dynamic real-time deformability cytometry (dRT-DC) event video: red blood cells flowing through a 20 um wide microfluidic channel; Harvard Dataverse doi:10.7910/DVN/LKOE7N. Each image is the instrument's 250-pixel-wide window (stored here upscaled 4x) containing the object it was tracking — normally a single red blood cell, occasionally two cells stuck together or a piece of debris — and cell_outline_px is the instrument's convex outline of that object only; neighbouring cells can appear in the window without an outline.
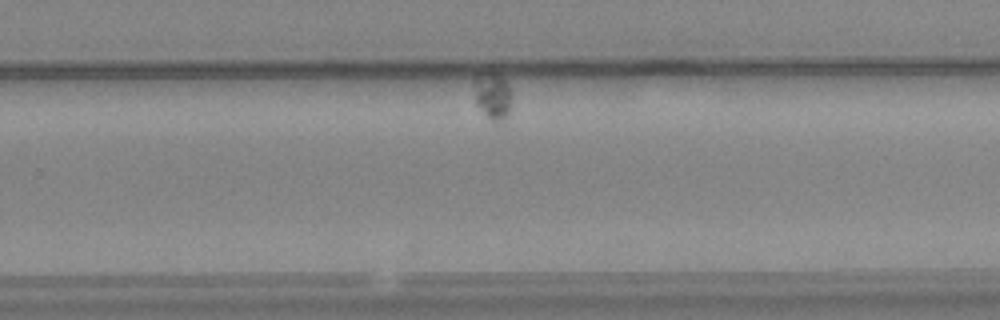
{"species": "common noctule bat (a hibernating species)", "species_latin": "Nyctalus noctula", "temperature_condition": "warm", "stored_images_in_passage": 47, "camera_frame_rate_fps": 3000, "um_per_image_px": 0.085, "animal": {"sex": "female", "body_mass_g": 24.6, "forearm_length_mm": 56.2}, "frame": {"image": 1, "passage_image": 36, "time_ms": 11.667, "image_size_px": [1000, 320], "cell_outline_px": [[512, 100], [508, 116], [504, 120], [492, 120], [476, 104], [472, 80], [480, 72], [496, 72], [508, 84], [512, 92]], "centroid_in_image_um": [41.87, 8.09], "position_along_channel_um": 287.9, "area_um2": 10.52}}
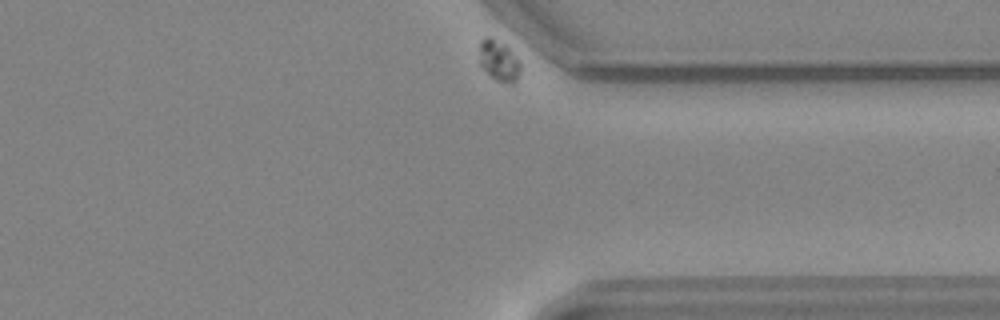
{"frame": {"image": 2, "passage_image": 47, "time_ms": 15.333, "image_size_px": [1000, 320], "cell_outline_px": [[520, 76], [516, 84], [504, 84], [488, 76], [480, 68], [480, 40], [484, 36], [488, 36], [504, 44], [520, 60]], "centroid_in_image_um": [42.41, 5.22], "position_along_channel_um": 369.0, "area_um2": 10.23}}